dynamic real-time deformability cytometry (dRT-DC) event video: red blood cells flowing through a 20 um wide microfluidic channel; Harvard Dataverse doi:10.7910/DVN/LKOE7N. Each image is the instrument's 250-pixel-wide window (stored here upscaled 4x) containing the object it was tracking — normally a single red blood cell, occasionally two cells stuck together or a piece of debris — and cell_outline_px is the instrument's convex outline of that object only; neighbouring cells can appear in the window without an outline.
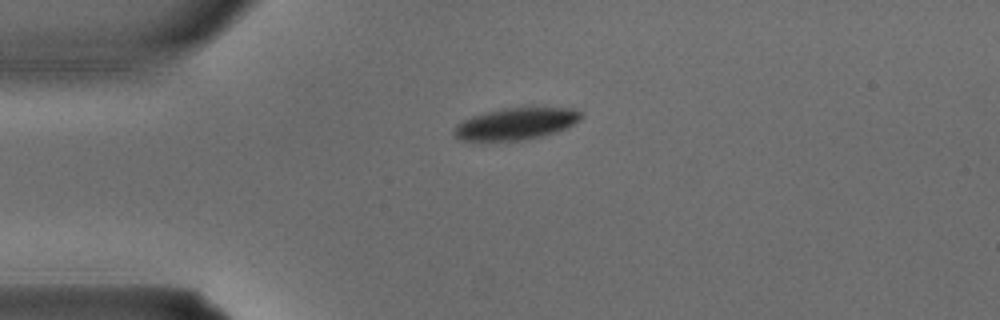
{"species": "common noctule bat (a hibernating species)", "species_latin": "Nyctalus noctula", "temperature_condition": "warm", "stored_images_in_passage": 3, "camera_frame_rate_fps": 3000, "um_per_image_px": 0.085, "animal": {"sex": "male", "body_mass_g": 15.6}, "frame": {"image": 1, "passage_image": 3, "time_ms": 0.667, "image_size_px": [1000, 320], "cell_outline_px": [[584, 116], [580, 120], [568, 128], [556, 132], [540, 136], [520, 140], [464, 140], [456, 136], [452, 132], [452, 128], [456, 124], [472, 116], [484, 112], [504, 108], [572, 108], [580, 112]], "centroid_in_image_um": [43.87, 10.51], "position_along_channel_um": 41.1, "area_um2": 23.35}}